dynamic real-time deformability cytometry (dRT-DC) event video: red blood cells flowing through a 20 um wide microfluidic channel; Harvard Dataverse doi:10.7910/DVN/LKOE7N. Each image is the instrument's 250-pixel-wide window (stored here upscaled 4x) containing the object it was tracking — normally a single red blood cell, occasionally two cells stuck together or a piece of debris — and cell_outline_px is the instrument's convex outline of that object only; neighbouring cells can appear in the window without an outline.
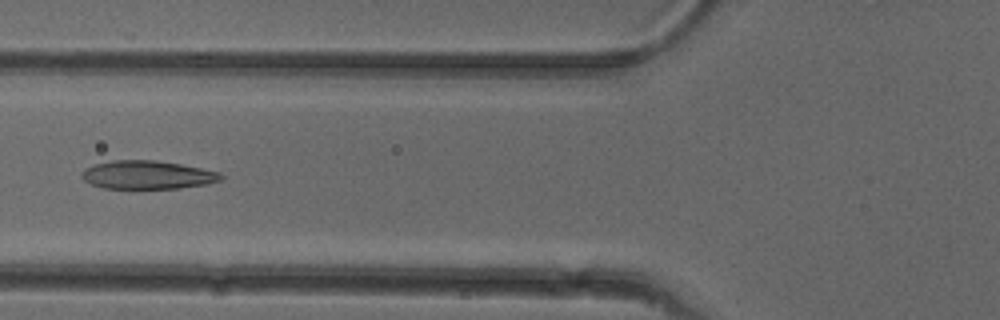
{"species": "common noctule bat (a hibernating species)", "species_latin": "Nyctalus noctula", "temperature_condition": "cold", "stored_images_in_passage": 37, "camera_frame_rate_fps": 3000, "um_per_image_px": 0.085, "animal": {"sex": "female"}, "frame": {"image": 1, "passage_image": 6, "time_ms": 1.667, "image_size_px": [1000, 320], "cell_outline_px": [[224, 176], [220, 180], [208, 184], [180, 188], [104, 188], [92, 184], [84, 180], [80, 176], [80, 172], [84, 168], [92, 164], [112, 160], [156, 160], [180, 164], [220, 172]], "centroid_in_image_um": [12.5, 14.85], "position_along_channel_um": 113.3, "area_um2": 23.12}}
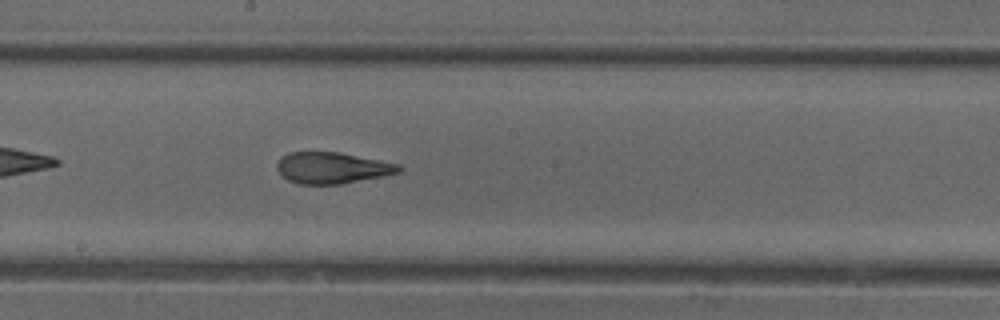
{"frame": {"image": 2, "passage_image": 14, "time_ms": 4.333, "image_size_px": [1000, 320], "cell_outline_px": [[404, 168], [400, 172], [384, 176], [340, 184], [300, 184], [288, 180], [276, 168], [276, 164], [288, 152], [340, 152], [400, 164]], "centroid_in_image_um": [28.28, 14.27], "position_along_channel_um": 219.9, "area_um2": 22.2}}
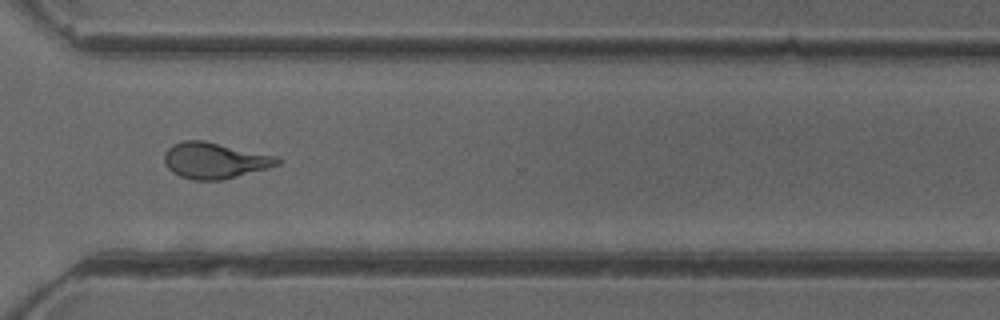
{"frame": {"image": 3, "passage_image": 24, "time_ms": 7.667, "image_size_px": [1000, 320], "cell_outline_px": [[280, 164], [268, 168], [220, 180], [192, 180], [180, 176], [172, 172], [168, 168], [164, 160], [164, 152], [172, 144], [184, 140], [204, 140], [276, 156], [280, 160]], "centroid_in_image_um": [18.21, 13.63], "position_along_channel_um": 352.4, "area_um2": 23.64}, "authors_computed_cell_mechanics": {"area_um2": 23.12, "velocity_mm_per_s": 3.9902, "shape_relaxation_time_tau1_ms": 8.6624, "shape_relaxation_time_tau2_ms": 1.5451, "deformation_change_tau1": 0.248, "deformation_change_tau2": 0.1071}}